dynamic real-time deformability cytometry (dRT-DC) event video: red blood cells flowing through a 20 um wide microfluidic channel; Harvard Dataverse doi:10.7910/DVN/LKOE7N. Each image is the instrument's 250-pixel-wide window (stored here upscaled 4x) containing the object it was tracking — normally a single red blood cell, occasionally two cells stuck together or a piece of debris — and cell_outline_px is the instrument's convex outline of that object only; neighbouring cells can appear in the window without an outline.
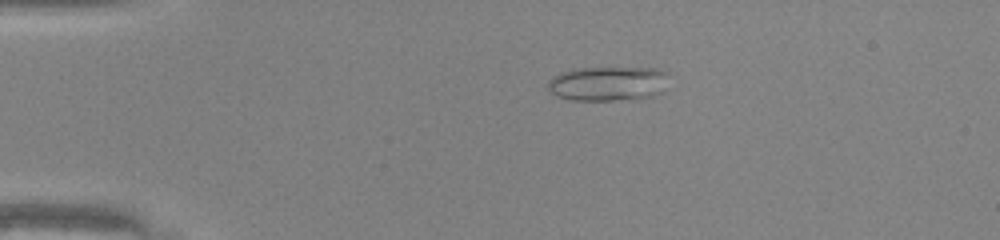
{"species": "common noctule bat (a hibernating species)", "species_latin": "Nyctalus noctula", "temperature_condition": "warm", "stored_images_in_passage": 39, "camera_frame_rate_fps": 3000, "um_per_image_px": 0.085, "animal": {"sex": "male", "body_mass_g": 20.0, "forearm_length_mm": 53.3}, "frame": {"image": 1, "passage_image": 1, "time_ms": 0.0, "image_size_px": [1000, 240], "cell_outline_px": [[668, 72], [660, 92], [652, 96], [612, 100], [572, 100], [556, 96], [548, 88], [548, 80], [552, 76], [560, 72], [576, 68], [656, 68]], "centroid_in_image_um": [51.6, 7.09], "position_along_channel_um": 33.4, "area_um2": 24.04}}
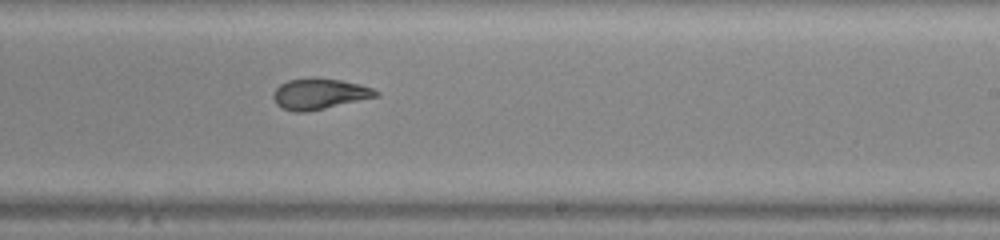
{"frame": {"image": 2, "passage_image": 21, "time_ms": 6.667, "image_size_px": [1000, 240], "cell_outline_px": [[380, 96], [308, 112], [292, 112], [276, 104], [272, 96], [272, 92], [280, 84], [288, 80], [340, 80], [360, 84], [372, 88], [380, 92]], "centroid_in_image_um": [27.16, 8.02], "position_along_channel_um": 261.8, "area_um2": 18.03}}
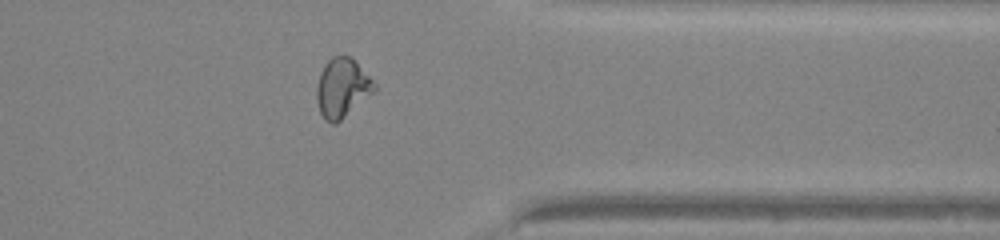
{"frame": {"image": 3, "passage_image": 30, "time_ms": 9.667, "image_size_px": [1000, 240], "cell_outline_px": [[376, 88], [372, 92], [336, 124], [332, 124], [324, 120], [320, 112], [316, 100], [316, 88], [320, 72], [324, 64], [332, 56], [352, 56], [376, 84]], "centroid_in_image_um": [29.05, 7.45], "position_along_channel_um": 382.4, "area_um2": 19.77}, "authors_computed_cell_mechanics": {"area_um2": 19.5942, "velocity_mm_per_s": 4.2543, "shape_relaxation_time_tau1_ms": null, "shape_relaxation_time_tau2_ms": 1.3633, "deformation_change_tau1": null, "deformation_change_tau2": 0.0765}}